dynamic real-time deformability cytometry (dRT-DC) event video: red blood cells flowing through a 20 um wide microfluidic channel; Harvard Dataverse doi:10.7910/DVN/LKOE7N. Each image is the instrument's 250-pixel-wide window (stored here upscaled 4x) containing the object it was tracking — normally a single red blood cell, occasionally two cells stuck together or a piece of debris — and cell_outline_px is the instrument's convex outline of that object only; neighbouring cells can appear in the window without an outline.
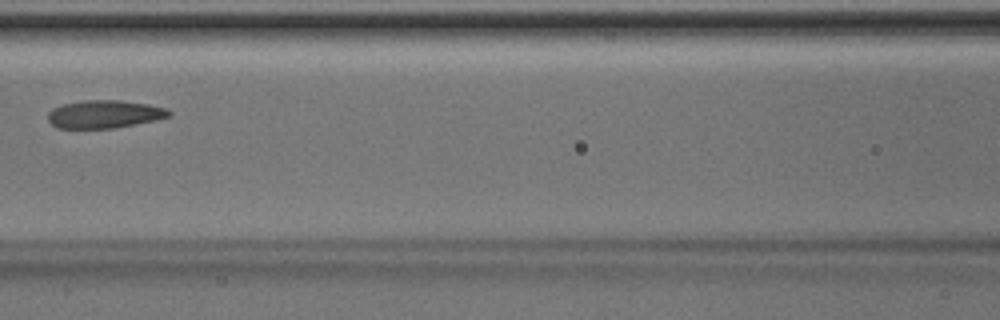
{"species": "Egyptian fruit bat (a non-hibernating species)", "species_latin": "Rousettus aegyptiacus", "temperature_condition": "room temperature", "stored_images_in_passage": 7, "camera_frame_rate_fps": 3000, "um_per_image_px": 0.085, "animal": {"sex": "male"}, "frame": {"image": 1, "passage_image": 7, "time_ms": 2.0, "image_size_px": [1000, 320], "cell_outline_px": [[172, 116], [156, 120], [112, 128], [56, 128], [48, 120], [48, 112], [52, 108], [64, 104], [84, 100], [120, 100], [148, 104], [168, 108], [172, 112]], "centroid_in_image_um": [8.9, 9.7], "position_along_channel_um": 157.7, "area_um2": 19.77}}